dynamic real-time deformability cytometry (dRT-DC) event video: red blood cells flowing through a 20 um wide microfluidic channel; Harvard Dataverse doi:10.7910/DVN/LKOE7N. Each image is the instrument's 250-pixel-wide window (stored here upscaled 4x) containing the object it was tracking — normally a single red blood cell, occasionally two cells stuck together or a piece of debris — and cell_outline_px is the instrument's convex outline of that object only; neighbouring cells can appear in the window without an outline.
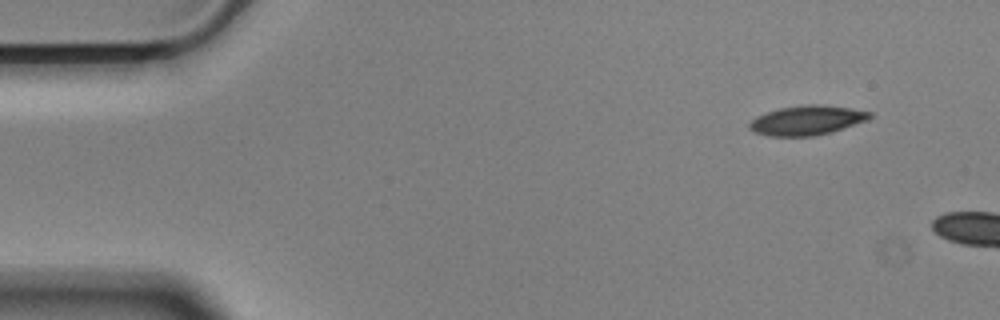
{"species": "Egyptian fruit bat (a non-hibernating species)", "species_latin": "Rousettus aegyptiacus", "temperature_condition": "cold", "stored_images_in_passage": 4, "camera_frame_rate_fps": 3000, "um_per_image_px": 0.085, "animal": {"sex": "male"}, "frame": {"image": 1, "passage_image": 1, "time_ms": 0.0, "image_size_px": [1000, 320], "cell_outline_px": [[872, 116], [868, 120], [832, 132], [812, 136], [768, 136], [756, 132], [748, 128], [748, 124], [756, 116], [780, 108], [804, 104], [820, 104], [852, 108], [872, 112]], "centroid_in_image_um": [68.61, 10.22], "position_along_channel_um": 16.4, "area_um2": 20.75}}